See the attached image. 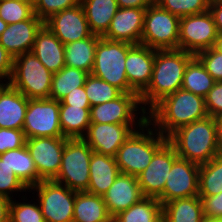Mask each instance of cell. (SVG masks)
I'll use <instances>...</instances> for the list:
<instances>
[{
  "mask_svg": "<svg viewBox=\"0 0 222 222\" xmlns=\"http://www.w3.org/2000/svg\"><path fill=\"white\" fill-rule=\"evenodd\" d=\"M203 205L204 217L222 219V192L213 196H199Z\"/></svg>",
  "mask_w": 222,
  "mask_h": 222,
  "instance_id": "cell-44",
  "label": "cell"
},
{
  "mask_svg": "<svg viewBox=\"0 0 222 222\" xmlns=\"http://www.w3.org/2000/svg\"><path fill=\"white\" fill-rule=\"evenodd\" d=\"M137 177L120 173L103 195L109 215L113 218L143 198Z\"/></svg>",
  "mask_w": 222,
  "mask_h": 222,
  "instance_id": "cell-21",
  "label": "cell"
},
{
  "mask_svg": "<svg viewBox=\"0 0 222 222\" xmlns=\"http://www.w3.org/2000/svg\"><path fill=\"white\" fill-rule=\"evenodd\" d=\"M59 113L60 102L55 99H29L22 129L26 139L64 137Z\"/></svg>",
  "mask_w": 222,
  "mask_h": 222,
  "instance_id": "cell-10",
  "label": "cell"
},
{
  "mask_svg": "<svg viewBox=\"0 0 222 222\" xmlns=\"http://www.w3.org/2000/svg\"><path fill=\"white\" fill-rule=\"evenodd\" d=\"M146 8H119L102 36L111 41L141 44Z\"/></svg>",
  "mask_w": 222,
  "mask_h": 222,
  "instance_id": "cell-18",
  "label": "cell"
},
{
  "mask_svg": "<svg viewBox=\"0 0 222 222\" xmlns=\"http://www.w3.org/2000/svg\"><path fill=\"white\" fill-rule=\"evenodd\" d=\"M155 0H117L119 8H147Z\"/></svg>",
  "mask_w": 222,
  "mask_h": 222,
  "instance_id": "cell-48",
  "label": "cell"
},
{
  "mask_svg": "<svg viewBox=\"0 0 222 222\" xmlns=\"http://www.w3.org/2000/svg\"><path fill=\"white\" fill-rule=\"evenodd\" d=\"M178 157L168 141L155 152L147 168L137 176L144 197L158 198L163 193L167 176Z\"/></svg>",
  "mask_w": 222,
  "mask_h": 222,
  "instance_id": "cell-14",
  "label": "cell"
},
{
  "mask_svg": "<svg viewBox=\"0 0 222 222\" xmlns=\"http://www.w3.org/2000/svg\"><path fill=\"white\" fill-rule=\"evenodd\" d=\"M81 0H38L34 6V14L41 20H47L51 15L62 10L79 5Z\"/></svg>",
  "mask_w": 222,
  "mask_h": 222,
  "instance_id": "cell-40",
  "label": "cell"
},
{
  "mask_svg": "<svg viewBox=\"0 0 222 222\" xmlns=\"http://www.w3.org/2000/svg\"><path fill=\"white\" fill-rule=\"evenodd\" d=\"M84 89L91 107L114 100L122 94L118 88L92 74L86 77Z\"/></svg>",
  "mask_w": 222,
  "mask_h": 222,
  "instance_id": "cell-35",
  "label": "cell"
},
{
  "mask_svg": "<svg viewBox=\"0 0 222 222\" xmlns=\"http://www.w3.org/2000/svg\"><path fill=\"white\" fill-rule=\"evenodd\" d=\"M14 58L0 44V81L10 80L13 71Z\"/></svg>",
  "mask_w": 222,
  "mask_h": 222,
  "instance_id": "cell-46",
  "label": "cell"
},
{
  "mask_svg": "<svg viewBox=\"0 0 222 222\" xmlns=\"http://www.w3.org/2000/svg\"><path fill=\"white\" fill-rule=\"evenodd\" d=\"M180 18L153 2L146 8L141 44L155 50L178 49Z\"/></svg>",
  "mask_w": 222,
  "mask_h": 222,
  "instance_id": "cell-8",
  "label": "cell"
},
{
  "mask_svg": "<svg viewBox=\"0 0 222 222\" xmlns=\"http://www.w3.org/2000/svg\"><path fill=\"white\" fill-rule=\"evenodd\" d=\"M195 56L200 60L215 82L222 81V52L211 47L198 52Z\"/></svg>",
  "mask_w": 222,
  "mask_h": 222,
  "instance_id": "cell-41",
  "label": "cell"
},
{
  "mask_svg": "<svg viewBox=\"0 0 222 222\" xmlns=\"http://www.w3.org/2000/svg\"><path fill=\"white\" fill-rule=\"evenodd\" d=\"M198 185V196H213L222 192V153L200 165Z\"/></svg>",
  "mask_w": 222,
  "mask_h": 222,
  "instance_id": "cell-34",
  "label": "cell"
},
{
  "mask_svg": "<svg viewBox=\"0 0 222 222\" xmlns=\"http://www.w3.org/2000/svg\"><path fill=\"white\" fill-rule=\"evenodd\" d=\"M34 7L20 0H0V18L7 24L29 19Z\"/></svg>",
  "mask_w": 222,
  "mask_h": 222,
  "instance_id": "cell-37",
  "label": "cell"
},
{
  "mask_svg": "<svg viewBox=\"0 0 222 222\" xmlns=\"http://www.w3.org/2000/svg\"><path fill=\"white\" fill-rule=\"evenodd\" d=\"M204 100L208 116L215 119L222 117V81L213 84Z\"/></svg>",
  "mask_w": 222,
  "mask_h": 222,
  "instance_id": "cell-43",
  "label": "cell"
},
{
  "mask_svg": "<svg viewBox=\"0 0 222 222\" xmlns=\"http://www.w3.org/2000/svg\"><path fill=\"white\" fill-rule=\"evenodd\" d=\"M94 151L82 138L67 139L61 159V168L53 181L77 192L87 191L89 164Z\"/></svg>",
  "mask_w": 222,
  "mask_h": 222,
  "instance_id": "cell-7",
  "label": "cell"
},
{
  "mask_svg": "<svg viewBox=\"0 0 222 222\" xmlns=\"http://www.w3.org/2000/svg\"><path fill=\"white\" fill-rule=\"evenodd\" d=\"M213 47L216 50L222 52V33H218L217 38L215 40V44Z\"/></svg>",
  "mask_w": 222,
  "mask_h": 222,
  "instance_id": "cell-51",
  "label": "cell"
},
{
  "mask_svg": "<svg viewBox=\"0 0 222 222\" xmlns=\"http://www.w3.org/2000/svg\"><path fill=\"white\" fill-rule=\"evenodd\" d=\"M88 75L80 69L64 66L59 72L53 73L50 99L60 102L68 93L84 86Z\"/></svg>",
  "mask_w": 222,
  "mask_h": 222,
  "instance_id": "cell-32",
  "label": "cell"
},
{
  "mask_svg": "<svg viewBox=\"0 0 222 222\" xmlns=\"http://www.w3.org/2000/svg\"><path fill=\"white\" fill-rule=\"evenodd\" d=\"M163 222H202L203 205L199 196L174 199L162 205Z\"/></svg>",
  "mask_w": 222,
  "mask_h": 222,
  "instance_id": "cell-28",
  "label": "cell"
},
{
  "mask_svg": "<svg viewBox=\"0 0 222 222\" xmlns=\"http://www.w3.org/2000/svg\"><path fill=\"white\" fill-rule=\"evenodd\" d=\"M136 111L139 112L137 113ZM139 113H142L140 114L141 116H139L140 118H138L137 115ZM146 121L147 112H145L141 106L138 93H122L114 100L90 108L91 123L144 124Z\"/></svg>",
  "mask_w": 222,
  "mask_h": 222,
  "instance_id": "cell-12",
  "label": "cell"
},
{
  "mask_svg": "<svg viewBox=\"0 0 222 222\" xmlns=\"http://www.w3.org/2000/svg\"><path fill=\"white\" fill-rule=\"evenodd\" d=\"M142 125L90 123L87 133L82 139L94 152L115 157L123 143L136 131V128L139 129L138 127Z\"/></svg>",
  "mask_w": 222,
  "mask_h": 222,
  "instance_id": "cell-16",
  "label": "cell"
},
{
  "mask_svg": "<svg viewBox=\"0 0 222 222\" xmlns=\"http://www.w3.org/2000/svg\"><path fill=\"white\" fill-rule=\"evenodd\" d=\"M208 116L204 97L178 89L157 102L148 112L147 121L163 136Z\"/></svg>",
  "mask_w": 222,
  "mask_h": 222,
  "instance_id": "cell-1",
  "label": "cell"
},
{
  "mask_svg": "<svg viewBox=\"0 0 222 222\" xmlns=\"http://www.w3.org/2000/svg\"><path fill=\"white\" fill-rule=\"evenodd\" d=\"M208 10L214 19L218 33H222V0H210Z\"/></svg>",
  "mask_w": 222,
  "mask_h": 222,
  "instance_id": "cell-47",
  "label": "cell"
},
{
  "mask_svg": "<svg viewBox=\"0 0 222 222\" xmlns=\"http://www.w3.org/2000/svg\"><path fill=\"white\" fill-rule=\"evenodd\" d=\"M53 73L33 52L22 53L14 58L9 84L28 99L50 98Z\"/></svg>",
  "mask_w": 222,
  "mask_h": 222,
  "instance_id": "cell-6",
  "label": "cell"
},
{
  "mask_svg": "<svg viewBox=\"0 0 222 222\" xmlns=\"http://www.w3.org/2000/svg\"><path fill=\"white\" fill-rule=\"evenodd\" d=\"M60 126L68 139L83 138L90 125V108L60 105Z\"/></svg>",
  "mask_w": 222,
  "mask_h": 222,
  "instance_id": "cell-30",
  "label": "cell"
},
{
  "mask_svg": "<svg viewBox=\"0 0 222 222\" xmlns=\"http://www.w3.org/2000/svg\"><path fill=\"white\" fill-rule=\"evenodd\" d=\"M2 82V83H1ZM9 84V82L7 81L6 83H3V81H0V92Z\"/></svg>",
  "mask_w": 222,
  "mask_h": 222,
  "instance_id": "cell-55",
  "label": "cell"
},
{
  "mask_svg": "<svg viewBox=\"0 0 222 222\" xmlns=\"http://www.w3.org/2000/svg\"><path fill=\"white\" fill-rule=\"evenodd\" d=\"M216 121L218 126V139L222 151V117H219L218 119H216Z\"/></svg>",
  "mask_w": 222,
  "mask_h": 222,
  "instance_id": "cell-50",
  "label": "cell"
},
{
  "mask_svg": "<svg viewBox=\"0 0 222 222\" xmlns=\"http://www.w3.org/2000/svg\"><path fill=\"white\" fill-rule=\"evenodd\" d=\"M0 159L5 161L9 169L13 170L29 190L43 180L38 175L35 162L26 145L0 154Z\"/></svg>",
  "mask_w": 222,
  "mask_h": 222,
  "instance_id": "cell-25",
  "label": "cell"
},
{
  "mask_svg": "<svg viewBox=\"0 0 222 222\" xmlns=\"http://www.w3.org/2000/svg\"><path fill=\"white\" fill-rule=\"evenodd\" d=\"M60 105H69L82 108H91L88 101L84 86L77 88V90L68 93L61 101Z\"/></svg>",
  "mask_w": 222,
  "mask_h": 222,
  "instance_id": "cell-45",
  "label": "cell"
},
{
  "mask_svg": "<svg viewBox=\"0 0 222 222\" xmlns=\"http://www.w3.org/2000/svg\"><path fill=\"white\" fill-rule=\"evenodd\" d=\"M8 27V24L0 18V35Z\"/></svg>",
  "mask_w": 222,
  "mask_h": 222,
  "instance_id": "cell-53",
  "label": "cell"
},
{
  "mask_svg": "<svg viewBox=\"0 0 222 222\" xmlns=\"http://www.w3.org/2000/svg\"><path fill=\"white\" fill-rule=\"evenodd\" d=\"M218 31L208 11L180 18L178 49L196 55L214 46Z\"/></svg>",
  "mask_w": 222,
  "mask_h": 222,
  "instance_id": "cell-11",
  "label": "cell"
},
{
  "mask_svg": "<svg viewBox=\"0 0 222 222\" xmlns=\"http://www.w3.org/2000/svg\"><path fill=\"white\" fill-rule=\"evenodd\" d=\"M215 80L206 71L200 60L194 56L187 64L181 89L205 97Z\"/></svg>",
  "mask_w": 222,
  "mask_h": 222,
  "instance_id": "cell-33",
  "label": "cell"
},
{
  "mask_svg": "<svg viewBox=\"0 0 222 222\" xmlns=\"http://www.w3.org/2000/svg\"><path fill=\"white\" fill-rule=\"evenodd\" d=\"M12 199L0 195V222H9V207Z\"/></svg>",
  "mask_w": 222,
  "mask_h": 222,
  "instance_id": "cell-49",
  "label": "cell"
},
{
  "mask_svg": "<svg viewBox=\"0 0 222 222\" xmlns=\"http://www.w3.org/2000/svg\"><path fill=\"white\" fill-rule=\"evenodd\" d=\"M25 145L26 137L22 129L0 128V154Z\"/></svg>",
  "mask_w": 222,
  "mask_h": 222,
  "instance_id": "cell-42",
  "label": "cell"
},
{
  "mask_svg": "<svg viewBox=\"0 0 222 222\" xmlns=\"http://www.w3.org/2000/svg\"><path fill=\"white\" fill-rule=\"evenodd\" d=\"M199 169L200 165L178 157L167 176L163 193L157 198L161 204L198 196Z\"/></svg>",
  "mask_w": 222,
  "mask_h": 222,
  "instance_id": "cell-13",
  "label": "cell"
},
{
  "mask_svg": "<svg viewBox=\"0 0 222 222\" xmlns=\"http://www.w3.org/2000/svg\"><path fill=\"white\" fill-rule=\"evenodd\" d=\"M155 49L143 44L133 45L127 52L125 70L129 85L140 95L149 85Z\"/></svg>",
  "mask_w": 222,
  "mask_h": 222,
  "instance_id": "cell-20",
  "label": "cell"
},
{
  "mask_svg": "<svg viewBox=\"0 0 222 222\" xmlns=\"http://www.w3.org/2000/svg\"><path fill=\"white\" fill-rule=\"evenodd\" d=\"M116 222H163L162 204L154 197H143L113 217Z\"/></svg>",
  "mask_w": 222,
  "mask_h": 222,
  "instance_id": "cell-31",
  "label": "cell"
},
{
  "mask_svg": "<svg viewBox=\"0 0 222 222\" xmlns=\"http://www.w3.org/2000/svg\"><path fill=\"white\" fill-rule=\"evenodd\" d=\"M44 25L63 44L83 40L93 34L81 4L51 15Z\"/></svg>",
  "mask_w": 222,
  "mask_h": 222,
  "instance_id": "cell-17",
  "label": "cell"
},
{
  "mask_svg": "<svg viewBox=\"0 0 222 222\" xmlns=\"http://www.w3.org/2000/svg\"><path fill=\"white\" fill-rule=\"evenodd\" d=\"M28 100L8 84L0 92V128L23 129Z\"/></svg>",
  "mask_w": 222,
  "mask_h": 222,
  "instance_id": "cell-23",
  "label": "cell"
},
{
  "mask_svg": "<svg viewBox=\"0 0 222 222\" xmlns=\"http://www.w3.org/2000/svg\"><path fill=\"white\" fill-rule=\"evenodd\" d=\"M151 128V124L146 121L118 149L115 161L120 173L137 177L147 168L155 152L167 141V137L154 127Z\"/></svg>",
  "mask_w": 222,
  "mask_h": 222,
  "instance_id": "cell-4",
  "label": "cell"
},
{
  "mask_svg": "<svg viewBox=\"0 0 222 222\" xmlns=\"http://www.w3.org/2000/svg\"><path fill=\"white\" fill-rule=\"evenodd\" d=\"M111 218L103 196L76 192L73 222H107Z\"/></svg>",
  "mask_w": 222,
  "mask_h": 222,
  "instance_id": "cell-27",
  "label": "cell"
},
{
  "mask_svg": "<svg viewBox=\"0 0 222 222\" xmlns=\"http://www.w3.org/2000/svg\"><path fill=\"white\" fill-rule=\"evenodd\" d=\"M44 21L33 14L29 19L8 24L0 35V44L13 58L32 52L34 41Z\"/></svg>",
  "mask_w": 222,
  "mask_h": 222,
  "instance_id": "cell-19",
  "label": "cell"
},
{
  "mask_svg": "<svg viewBox=\"0 0 222 222\" xmlns=\"http://www.w3.org/2000/svg\"><path fill=\"white\" fill-rule=\"evenodd\" d=\"M23 196V202L16 203L15 200H11L9 207V222H45L43 214L41 212L39 203L33 204L31 201L26 203Z\"/></svg>",
  "mask_w": 222,
  "mask_h": 222,
  "instance_id": "cell-38",
  "label": "cell"
},
{
  "mask_svg": "<svg viewBox=\"0 0 222 222\" xmlns=\"http://www.w3.org/2000/svg\"><path fill=\"white\" fill-rule=\"evenodd\" d=\"M66 137H38L26 139V146L43 180H53L61 168Z\"/></svg>",
  "mask_w": 222,
  "mask_h": 222,
  "instance_id": "cell-15",
  "label": "cell"
},
{
  "mask_svg": "<svg viewBox=\"0 0 222 222\" xmlns=\"http://www.w3.org/2000/svg\"><path fill=\"white\" fill-rule=\"evenodd\" d=\"M23 1L25 3L30 4L32 7H34L36 5V3L38 2V0H20Z\"/></svg>",
  "mask_w": 222,
  "mask_h": 222,
  "instance_id": "cell-54",
  "label": "cell"
},
{
  "mask_svg": "<svg viewBox=\"0 0 222 222\" xmlns=\"http://www.w3.org/2000/svg\"><path fill=\"white\" fill-rule=\"evenodd\" d=\"M32 52L52 73L65 66L64 44L45 25L36 35Z\"/></svg>",
  "mask_w": 222,
  "mask_h": 222,
  "instance_id": "cell-22",
  "label": "cell"
},
{
  "mask_svg": "<svg viewBox=\"0 0 222 222\" xmlns=\"http://www.w3.org/2000/svg\"><path fill=\"white\" fill-rule=\"evenodd\" d=\"M107 222H116V220L114 218H111Z\"/></svg>",
  "mask_w": 222,
  "mask_h": 222,
  "instance_id": "cell-56",
  "label": "cell"
},
{
  "mask_svg": "<svg viewBox=\"0 0 222 222\" xmlns=\"http://www.w3.org/2000/svg\"><path fill=\"white\" fill-rule=\"evenodd\" d=\"M194 56L182 49L155 50L151 81L139 95L145 112L146 105L150 110L162 98L181 89L186 66Z\"/></svg>",
  "mask_w": 222,
  "mask_h": 222,
  "instance_id": "cell-3",
  "label": "cell"
},
{
  "mask_svg": "<svg viewBox=\"0 0 222 222\" xmlns=\"http://www.w3.org/2000/svg\"><path fill=\"white\" fill-rule=\"evenodd\" d=\"M90 31L103 36L111 24V20L119 9L117 0H81Z\"/></svg>",
  "mask_w": 222,
  "mask_h": 222,
  "instance_id": "cell-26",
  "label": "cell"
},
{
  "mask_svg": "<svg viewBox=\"0 0 222 222\" xmlns=\"http://www.w3.org/2000/svg\"><path fill=\"white\" fill-rule=\"evenodd\" d=\"M36 190L45 222H73L76 192L53 180H42L30 188Z\"/></svg>",
  "mask_w": 222,
  "mask_h": 222,
  "instance_id": "cell-9",
  "label": "cell"
},
{
  "mask_svg": "<svg viewBox=\"0 0 222 222\" xmlns=\"http://www.w3.org/2000/svg\"><path fill=\"white\" fill-rule=\"evenodd\" d=\"M202 222H222L221 218L204 217Z\"/></svg>",
  "mask_w": 222,
  "mask_h": 222,
  "instance_id": "cell-52",
  "label": "cell"
},
{
  "mask_svg": "<svg viewBox=\"0 0 222 222\" xmlns=\"http://www.w3.org/2000/svg\"><path fill=\"white\" fill-rule=\"evenodd\" d=\"M89 173V186L86 192L103 196L120 174V170L115 157L93 152L89 164Z\"/></svg>",
  "mask_w": 222,
  "mask_h": 222,
  "instance_id": "cell-24",
  "label": "cell"
},
{
  "mask_svg": "<svg viewBox=\"0 0 222 222\" xmlns=\"http://www.w3.org/2000/svg\"><path fill=\"white\" fill-rule=\"evenodd\" d=\"M167 141L180 158L198 165L208 163L222 153L217 121L211 116L178 128L167 137Z\"/></svg>",
  "mask_w": 222,
  "mask_h": 222,
  "instance_id": "cell-2",
  "label": "cell"
},
{
  "mask_svg": "<svg viewBox=\"0 0 222 222\" xmlns=\"http://www.w3.org/2000/svg\"><path fill=\"white\" fill-rule=\"evenodd\" d=\"M210 0H155L161 8L182 18L208 11Z\"/></svg>",
  "mask_w": 222,
  "mask_h": 222,
  "instance_id": "cell-36",
  "label": "cell"
},
{
  "mask_svg": "<svg viewBox=\"0 0 222 222\" xmlns=\"http://www.w3.org/2000/svg\"><path fill=\"white\" fill-rule=\"evenodd\" d=\"M100 36L92 34L83 40L64 44L65 66L77 68L91 74L95 49Z\"/></svg>",
  "mask_w": 222,
  "mask_h": 222,
  "instance_id": "cell-29",
  "label": "cell"
},
{
  "mask_svg": "<svg viewBox=\"0 0 222 222\" xmlns=\"http://www.w3.org/2000/svg\"><path fill=\"white\" fill-rule=\"evenodd\" d=\"M132 44L107 40L100 36L95 49L91 74L118 88L122 93H137L128 83L125 60Z\"/></svg>",
  "mask_w": 222,
  "mask_h": 222,
  "instance_id": "cell-5",
  "label": "cell"
},
{
  "mask_svg": "<svg viewBox=\"0 0 222 222\" xmlns=\"http://www.w3.org/2000/svg\"><path fill=\"white\" fill-rule=\"evenodd\" d=\"M29 189L22 181L10 170L5 161L0 159V195L12 199L13 192H26Z\"/></svg>",
  "mask_w": 222,
  "mask_h": 222,
  "instance_id": "cell-39",
  "label": "cell"
}]
</instances>
